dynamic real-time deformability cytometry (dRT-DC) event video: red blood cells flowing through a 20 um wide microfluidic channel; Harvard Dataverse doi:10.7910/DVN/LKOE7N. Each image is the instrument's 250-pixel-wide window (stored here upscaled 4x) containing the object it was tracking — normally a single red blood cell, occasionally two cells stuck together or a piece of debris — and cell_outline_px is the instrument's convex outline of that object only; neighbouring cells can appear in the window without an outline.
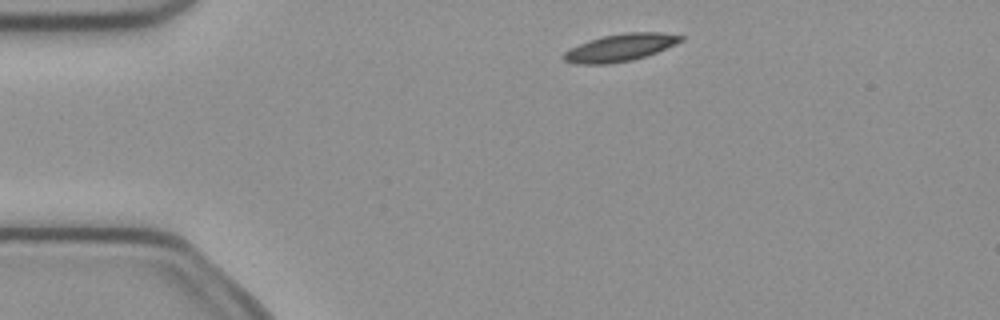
{"species": "common noctule bat (a hibernating species)", "species_latin": "Nyctalus noctula", "temperature_condition": "cold", "stored_images_in_passage": 3, "camera_frame_rate_fps": 3000, "um_per_image_px": 0.085, "animal": {"sex": "female", "body_mass_g": 21.9}, "frame": {"image": 1, "passage_image": 1, "time_ms": 0.0, "image_size_px": [1000, 320], "cell_outline_px": [[684, 40], [676, 44], [656, 52], [632, 60], [608, 64], [576, 64], [564, 60], [560, 56], [568, 48], [588, 40], [604, 36], [624, 32], [664, 32], [684, 36]], "centroid_in_image_um": [52.69, 4.04], "position_along_channel_um": 32.3, "area_um2": 18.84}}